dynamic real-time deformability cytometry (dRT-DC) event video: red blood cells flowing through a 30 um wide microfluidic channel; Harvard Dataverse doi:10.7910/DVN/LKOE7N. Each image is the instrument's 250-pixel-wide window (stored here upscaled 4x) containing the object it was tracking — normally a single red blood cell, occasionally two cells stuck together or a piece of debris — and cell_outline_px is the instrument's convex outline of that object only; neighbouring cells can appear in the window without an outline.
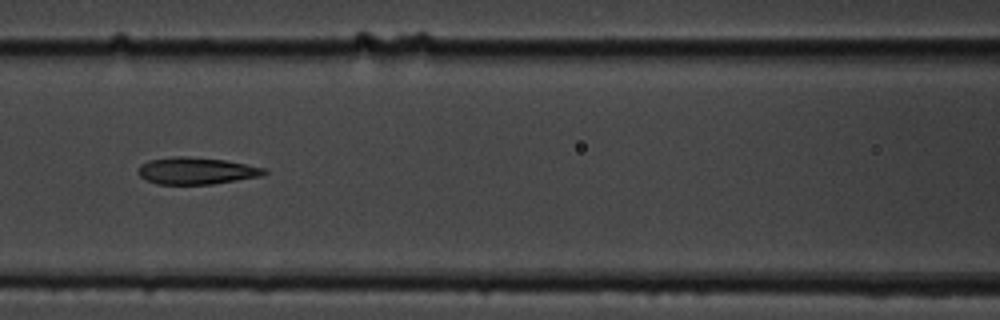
{"species": "common noctule bat (a hibernating species)", "species_latin": "Nyctalus noctula", "temperature_condition": "cold", "stored_images_in_passage": 12, "camera_frame_rate_fps": 3000, "um_per_image_px": 0.085, "animal": {"sex": "male", "body_mass_g": 19.5, "forearm_length_mm": 54.6}, "frame": {"image": 1, "passage_image": 6, "time_ms": 6.667, "image_size_px": [1000, 320], "cell_outline_px": [[268, 172], [260, 176], [212, 184], [156, 184], [140, 176], [140, 164], [148, 160], [176, 156], [184, 156], [224, 160], [268, 168]], "centroid_in_image_um": [16.72, 14.51], "position_along_channel_um": 149.9, "area_um2": 19.59}}
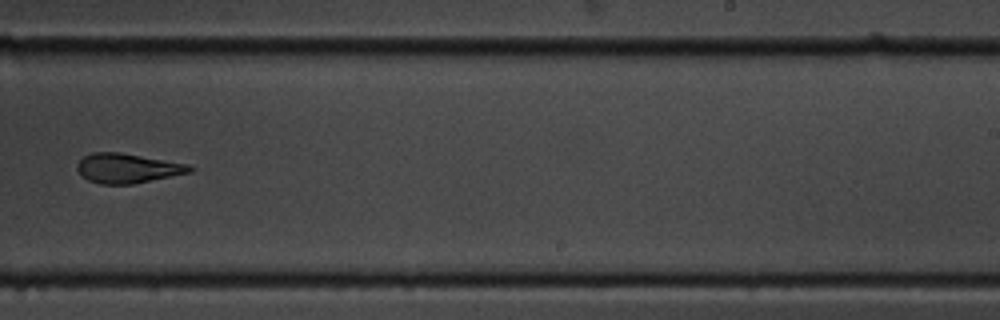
{"frame": {"image": 2, "passage_image": 9, "time_ms": 10.333, "image_size_px": [1000, 320], "cell_outline_px": [[196, 168], [192, 172], [132, 184], [100, 184], [88, 180], [76, 168], [76, 164], [84, 156], [92, 152], [120, 152], [188, 164]], "centroid_in_image_um": [10.85, 14.29], "position_along_channel_um": 278.1, "area_um2": 19.36}}
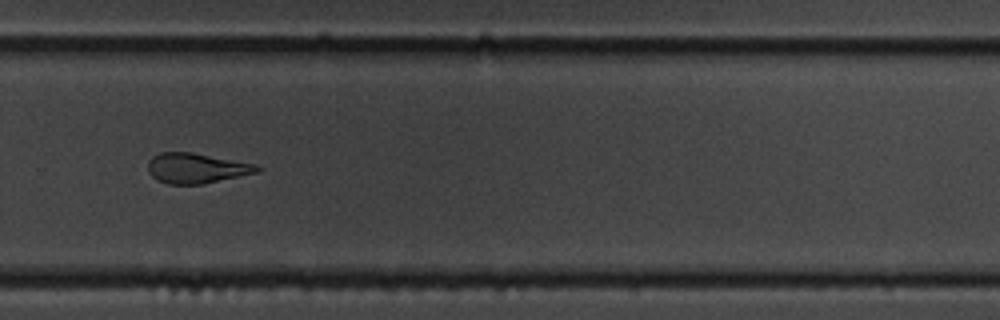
{"frame": {"image": 3, "passage_image": 10, "time_ms": 11.333, "image_size_px": [1000, 320], "cell_outline_px": [[264, 168], [260, 172], [204, 184], [168, 184], [156, 180], [148, 172], [148, 160], [152, 156], [160, 152], [192, 152], [256, 164]], "centroid_in_image_um": [16.71, 14.3], "position_along_channel_um": 313.1, "area_um2": 19.48}}